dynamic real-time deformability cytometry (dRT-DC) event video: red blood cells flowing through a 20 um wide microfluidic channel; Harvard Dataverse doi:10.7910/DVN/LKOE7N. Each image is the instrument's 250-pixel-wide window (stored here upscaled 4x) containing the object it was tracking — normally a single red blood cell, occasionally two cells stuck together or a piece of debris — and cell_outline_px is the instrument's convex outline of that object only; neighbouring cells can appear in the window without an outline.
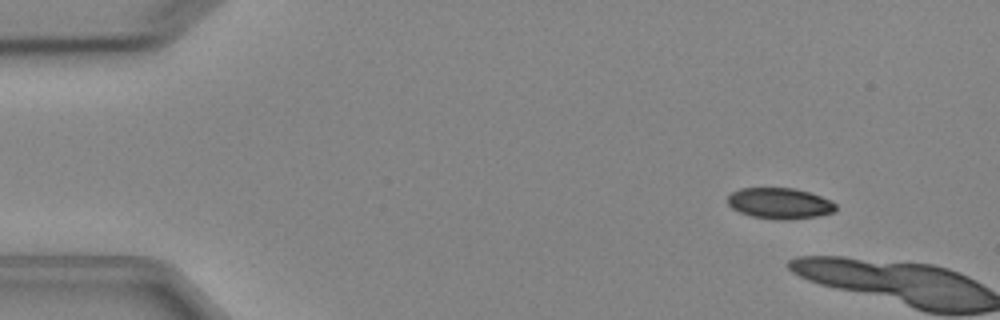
{"species": "Egyptian fruit bat (a non-hibernating species)", "species_latin": "Rousettus aegyptiacus", "temperature_condition": "cold", "stored_images_in_passage": 3, "camera_frame_rate_fps": 3000, "um_per_image_px": 0.085, "animal": {"sex": "female"}, "frame": {"image": 1, "passage_image": 2, "time_ms": 1.333, "image_size_px": [1000, 320], "cell_outline_px": [[836, 208], [832, 212], [816, 216], [784, 220], [752, 216], [740, 212], [732, 208], [728, 204], [728, 196], [732, 192], [740, 188], [796, 188], [832, 200], [836, 204]], "centroid_in_image_um": [66.27, 17.27], "position_along_channel_um": 18.7, "area_um2": 19.31}}